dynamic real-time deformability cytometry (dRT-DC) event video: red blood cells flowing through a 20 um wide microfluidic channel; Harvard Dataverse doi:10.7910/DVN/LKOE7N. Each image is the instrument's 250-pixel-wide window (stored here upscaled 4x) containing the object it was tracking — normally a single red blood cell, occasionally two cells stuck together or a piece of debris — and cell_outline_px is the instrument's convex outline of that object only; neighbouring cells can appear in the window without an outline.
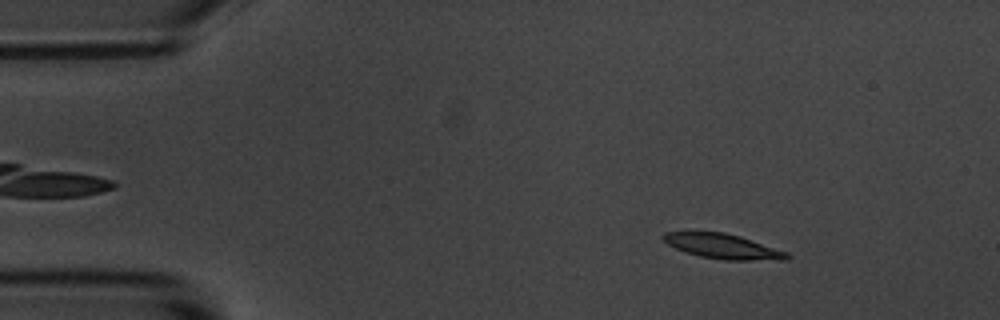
{"species": "common noctule bat (a hibernating species)", "species_latin": "Nyctalus noctula", "temperature_condition": "room temperature", "stored_images_in_passage": 51, "camera_frame_rate_fps": 3000, "um_per_image_px": 0.085, "animal": {"sex": "male", "body_mass_g": 20.1, "forearm_length_mm": 53.5}, "frame": {"image": 1, "passage_image": 3, "time_ms": 0.667, "image_size_px": [1000, 320], "cell_outline_px": [[792, 256], [788, 260], [724, 260], [700, 256], [684, 252], [668, 244], [660, 236], [664, 232], [724, 232], [740, 236], [788, 252]], "centroid_in_image_um": [61.47, 20.94], "position_along_channel_um": 23.5, "area_um2": 17.98}}
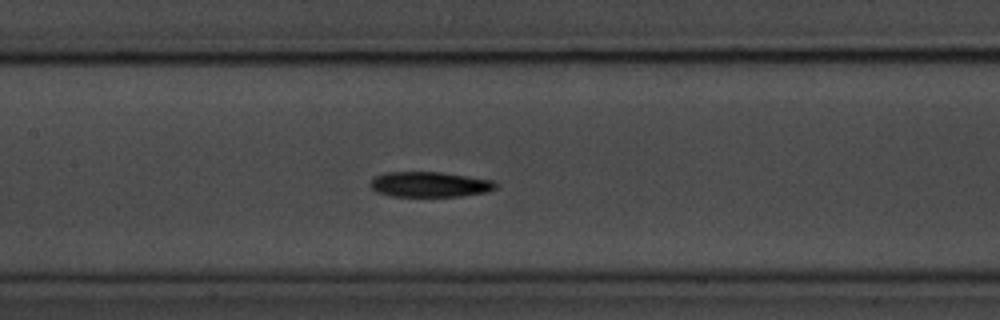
{"frame": {"image": 2, "passage_image": 21, "time_ms": 6.667, "image_size_px": [1000, 320], "cell_outline_px": [[500, 184], [496, 188], [488, 192], [460, 196], [392, 196], [376, 192], [368, 184], [376, 176], [384, 172], [440, 172], [496, 180]], "centroid_in_image_um": [36.58, 15.67], "position_along_channel_um": 170.8, "area_um2": 18.67}}
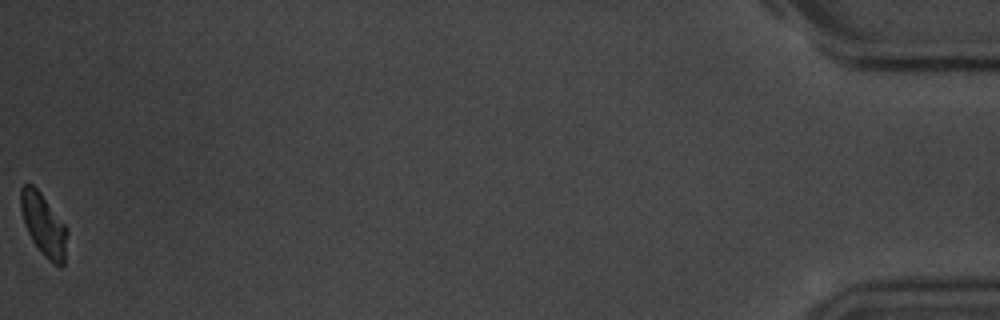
{"frame": {"image": 3, "passage_image": 51, "time_ms": 16.667, "image_size_px": [1000, 320], "cell_outline_px": [[68, 232], [64, 264], [60, 268], [48, 260], [40, 252], [32, 240], [24, 224], [20, 208], [20, 188], [24, 184], [32, 184], [40, 192], [68, 228]], "centroid_in_image_um": [3.71, 19.12], "position_along_channel_um": 431.5, "area_um2": 17.05}, "authors_computed_cell_mechanics": {"area_um2": 18.1492, "velocity_mm_per_s": 3.5947, "shape_relaxation_time_tau1_ms": 2.1467, "shape_relaxation_time_tau2_ms": null, "deformation_change_tau1": 0.1388, "deformation_change_tau2": null}}